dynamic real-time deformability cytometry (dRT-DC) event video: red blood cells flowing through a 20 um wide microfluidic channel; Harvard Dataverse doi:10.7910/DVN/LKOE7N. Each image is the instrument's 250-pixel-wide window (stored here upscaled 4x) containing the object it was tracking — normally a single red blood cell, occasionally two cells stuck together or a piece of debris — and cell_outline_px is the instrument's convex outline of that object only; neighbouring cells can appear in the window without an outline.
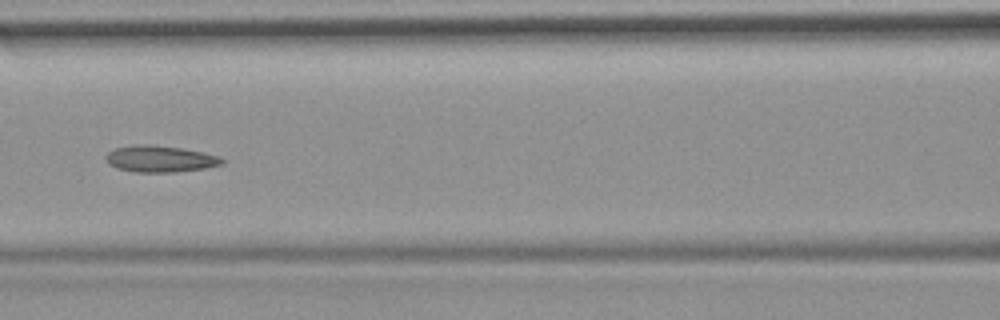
{"species": "common noctule bat (a hibernating species)", "species_latin": "Nyctalus noctula", "temperature_condition": "room temperature", "stored_images_in_passage": 9, "camera_frame_rate_fps": 3000, "um_per_image_px": 0.085, "animal": {"sex": "female", "body_mass_g": 19.9}, "frame": {"image": 1, "passage_image": 6, "time_ms": 5.667, "image_size_px": [1000, 320], "cell_outline_px": [[224, 164], [204, 168], [176, 172], [136, 172], [116, 168], [108, 164], [104, 156], [108, 152], [116, 148], [132, 144], [152, 144], [184, 148], [204, 152], [220, 156], [224, 160]], "centroid_in_image_um": [13.6, 13.49], "position_along_channel_um": 153.0, "area_um2": 18.26}}
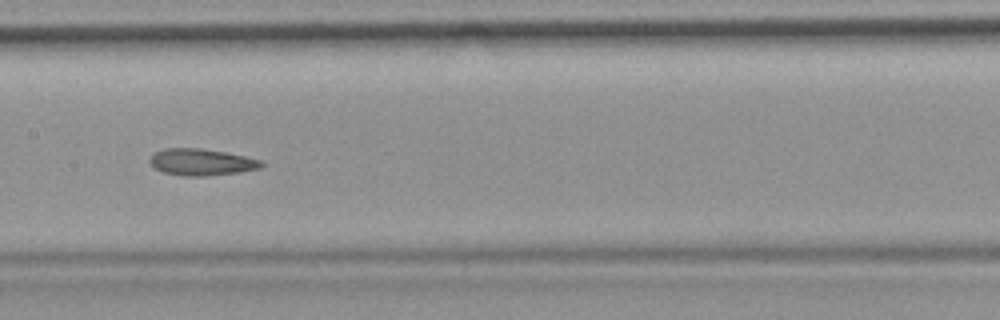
{"frame": {"image": 2, "passage_image": 7, "time_ms": 6.667, "image_size_px": [1000, 320], "cell_outline_px": [[264, 164], [260, 168], [240, 172], [204, 176], [184, 176], [164, 172], [156, 168], [148, 160], [152, 152], [164, 148], [200, 148], [224, 152], [264, 160]], "centroid_in_image_um": [17.12, 13.77], "position_along_channel_um": 190.3, "area_um2": 17.4}}